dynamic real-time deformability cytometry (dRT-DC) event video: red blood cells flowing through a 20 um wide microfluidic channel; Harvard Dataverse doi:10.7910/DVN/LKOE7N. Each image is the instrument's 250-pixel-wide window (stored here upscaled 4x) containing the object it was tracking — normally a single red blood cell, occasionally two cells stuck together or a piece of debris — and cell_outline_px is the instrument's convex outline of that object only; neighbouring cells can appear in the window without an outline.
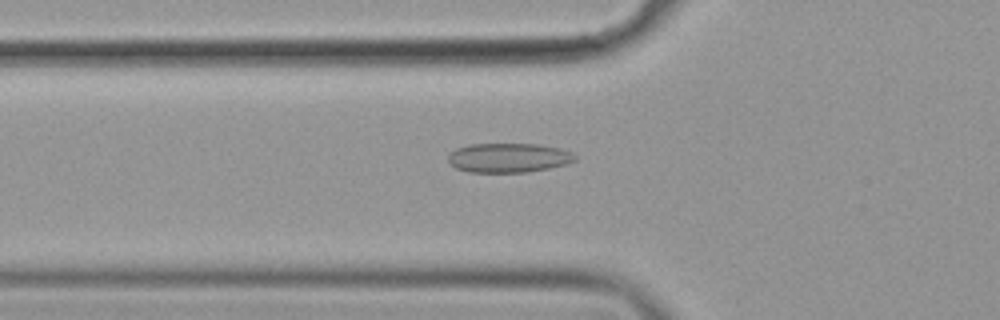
{"species": "common noctule bat (a hibernating species)", "species_latin": "Nyctalus noctula", "temperature_condition": "cold", "stored_images_in_passage": 56, "camera_frame_rate_fps": 3000, "um_per_image_px": 0.085, "animal": {"sex": "female", "body_mass_g": 19.9}, "frame": {"image": 1, "passage_image": 20, "time_ms": 6.333, "image_size_px": [1000, 320], "cell_outline_px": [[576, 160], [568, 164], [528, 172], [468, 172], [456, 168], [448, 164], [448, 152], [456, 148], [468, 144], [536, 144], [560, 148], [572, 152], [576, 156]], "centroid_in_image_um": [43.19, 13.41], "position_along_channel_um": 82.6, "area_um2": 21.96}}
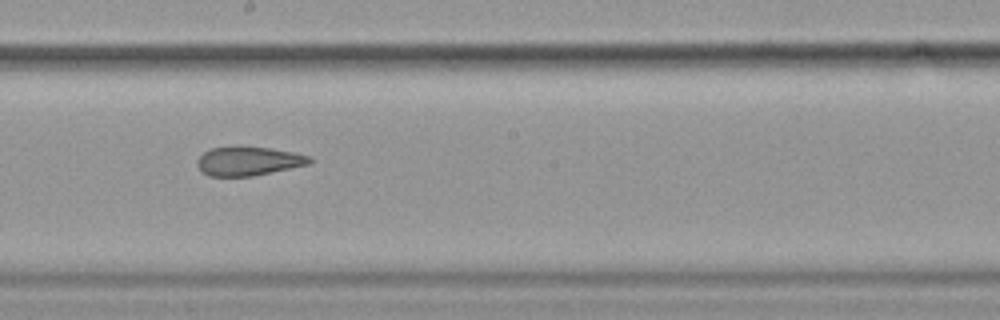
{"frame": {"image": 2, "passage_image": 32, "time_ms": 10.333, "image_size_px": [1000, 320], "cell_outline_px": [[312, 160], [308, 164], [252, 176], [208, 176], [196, 164], [196, 160], [204, 152], [212, 148], [236, 144], [272, 148], [312, 156]], "centroid_in_image_um": [21.09, 13.65], "position_along_channel_um": 227.1, "area_um2": 19.25}}
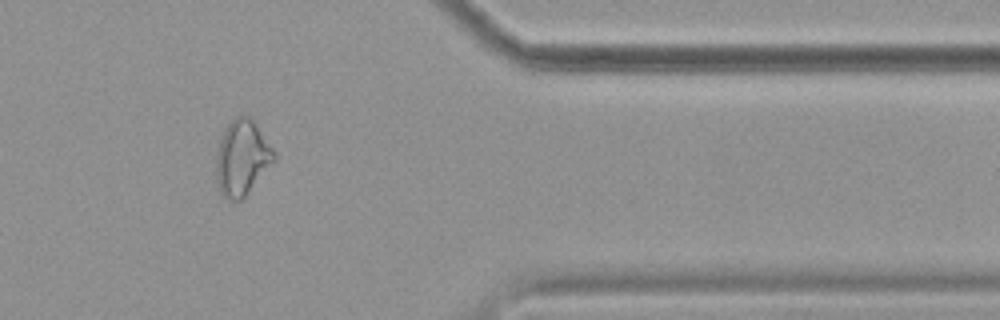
{"frame": {"image": 3, "passage_image": 47, "time_ms": 15.333, "image_size_px": [1000, 320], "cell_outline_px": [[276, 160], [244, 196], [240, 200], [232, 200], [224, 196], [220, 192], [216, 180], [216, 156], [220, 140], [224, 128], [240, 112], [248, 116], [256, 124], [276, 152]], "centroid_in_image_um": [20.57, 13.37], "position_along_channel_um": 390.8, "area_um2": 25.37}, "authors_computed_cell_mechanics": {"area_um2": 23.4957, "velocity_mm_per_s": 3.6119, "shape_relaxation_time_tau1_ms": null, "shape_relaxation_time_tau2_ms": 4.6508, "deformation_change_tau1": null, "deformation_change_tau2": 0.1106}}